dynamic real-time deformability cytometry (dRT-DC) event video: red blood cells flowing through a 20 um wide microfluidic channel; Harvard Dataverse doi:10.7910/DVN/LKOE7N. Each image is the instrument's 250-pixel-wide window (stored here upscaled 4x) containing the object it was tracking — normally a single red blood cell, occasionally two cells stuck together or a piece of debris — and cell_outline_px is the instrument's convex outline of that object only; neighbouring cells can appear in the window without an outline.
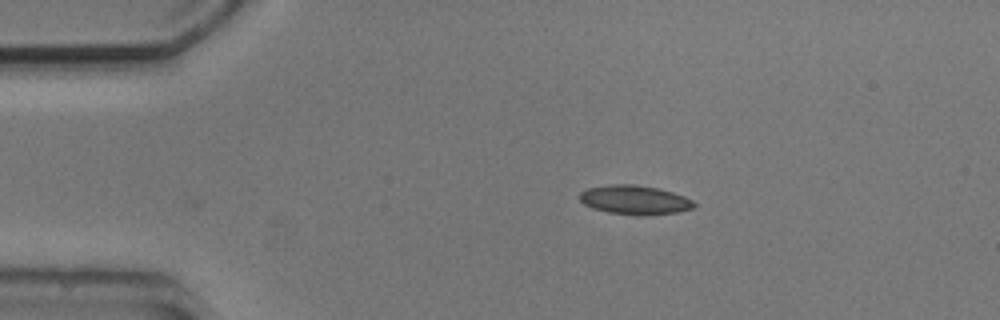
{"species": "common noctule bat (a hibernating species)", "species_latin": "Nyctalus noctula", "temperature_condition": "cold", "stored_images_in_passage": 3, "camera_frame_rate_fps": 3000, "um_per_image_px": 0.085, "animal": {"sex": "male", "body_mass_g": 20.5, "forearm_length_mm": 52.5}, "frame": {"image": 1, "passage_image": 1, "time_ms": 0.0, "image_size_px": [1000, 320], "cell_outline_px": [[696, 208], [680, 212], [608, 212], [592, 208], [584, 204], [580, 200], [580, 192], [588, 188], [608, 184], [632, 184], [656, 188], [672, 192], [684, 196], [692, 200], [696, 204]], "centroid_in_image_um": [53.93, 16.94], "position_along_channel_um": 31.1, "area_um2": 18.5}}
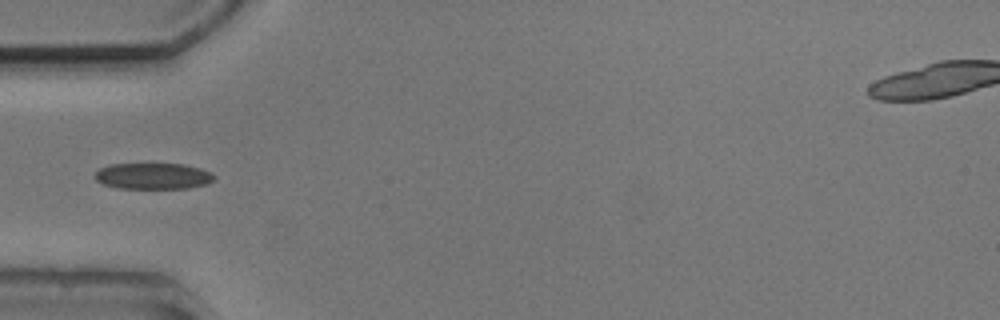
{"frame": {"image": 2, "passage_image": 3, "time_ms": 2.333, "image_size_px": [1000, 320], "cell_outline_px": [[216, 176], [208, 184], [188, 188], [116, 188], [104, 184], [96, 180], [92, 176], [100, 168], [108, 164], [184, 164], [200, 168], [212, 172]], "centroid_in_image_um": [13.01, 14.96], "position_along_channel_um": 72.0, "area_um2": 18.32}}